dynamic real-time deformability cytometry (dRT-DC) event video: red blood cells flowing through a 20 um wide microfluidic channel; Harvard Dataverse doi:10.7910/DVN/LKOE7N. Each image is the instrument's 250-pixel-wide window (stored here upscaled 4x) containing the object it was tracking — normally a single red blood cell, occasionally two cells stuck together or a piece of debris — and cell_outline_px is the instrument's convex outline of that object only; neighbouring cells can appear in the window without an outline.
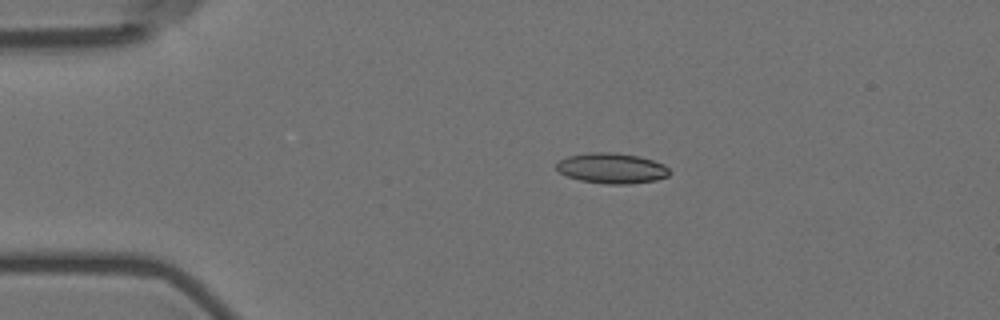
{"species": "Egyptian fruit bat (a non-hibernating species)", "species_latin": "Rousettus aegyptiacus", "temperature_condition": "room temperature", "stored_images_in_passage": 15, "camera_frame_rate_fps": 3000, "um_per_image_px": 0.085, "animal": {"sex": "female"}, "frame": {"image": 1, "passage_image": 3, "time_ms": 3.0, "image_size_px": [1000, 320], "cell_outline_px": [[668, 176], [656, 180], [628, 184], [608, 184], [580, 180], [568, 176], [560, 172], [556, 168], [556, 164], [560, 160], [568, 156], [588, 152], [616, 152], [640, 156], [664, 164], [668, 168]], "centroid_in_image_um": [52.0, 14.29], "position_along_channel_um": 33.0, "area_um2": 20.0}}
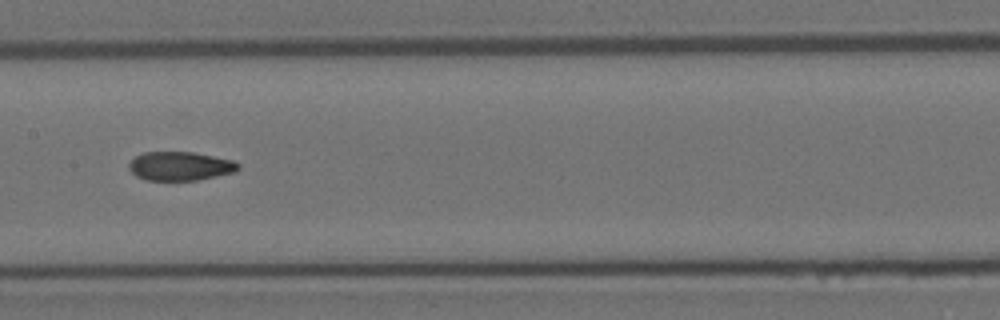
{"frame": {"image": 2, "passage_image": 8, "time_ms": 8.667, "image_size_px": [1000, 320], "cell_outline_px": [[240, 168], [236, 172], [196, 180], [144, 180], [136, 176], [128, 168], [128, 164], [136, 156], [144, 152], [192, 152], [232, 160], [240, 164]], "centroid_in_image_um": [15.31, 14.12], "position_along_channel_um": 192.1, "area_um2": 18.32}}
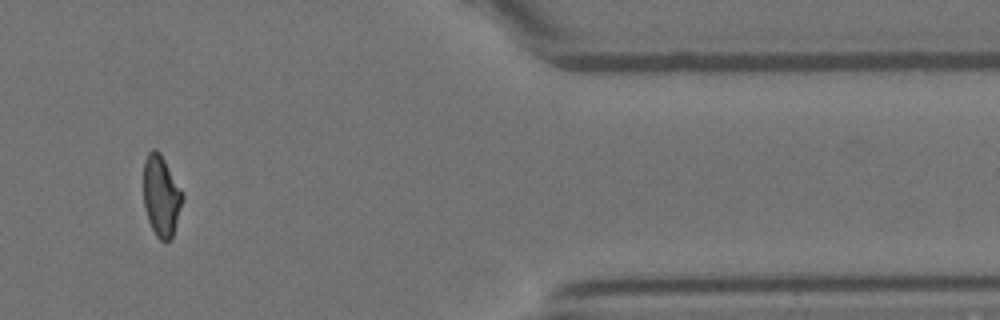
{"frame": {"image": 3, "passage_image": 13, "time_ms": 15.333, "image_size_px": [1000, 320], "cell_outline_px": [[184, 196], [172, 240], [164, 244], [156, 236], [148, 220], [144, 208], [144, 164], [148, 152], [152, 148], [156, 148], [160, 152]], "centroid_in_image_um": [13.7, 16.7], "position_along_channel_um": 397.7, "area_um2": 18.44}, "authors_computed_cell_mechanics": {"area_um2": 19.3052, "velocity_mm_per_s": 3.5965, "shape_relaxation_time_tau1_ms": null, "shape_relaxation_time_tau2_ms": 1.3142, "deformation_change_tau1": null, "deformation_change_tau2": 0.0531}}